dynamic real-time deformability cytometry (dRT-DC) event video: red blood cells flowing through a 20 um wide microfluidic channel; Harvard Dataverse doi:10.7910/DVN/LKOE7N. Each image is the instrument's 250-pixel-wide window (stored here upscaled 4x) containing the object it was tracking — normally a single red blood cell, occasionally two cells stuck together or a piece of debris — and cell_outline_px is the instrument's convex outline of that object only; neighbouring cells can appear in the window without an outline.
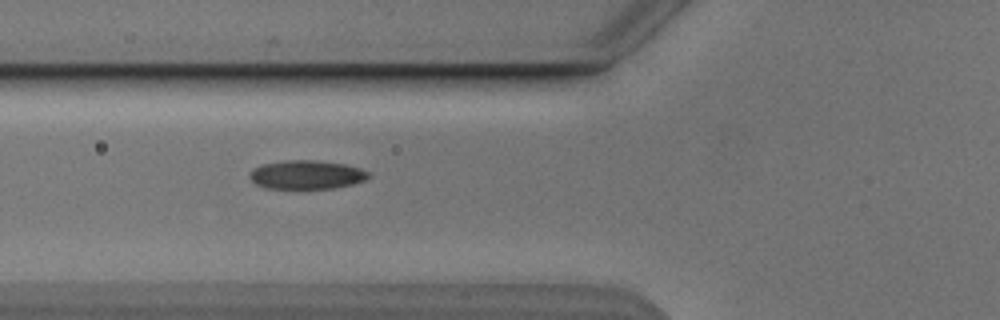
{"species": "Egyptian fruit bat (a non-hibernating species)", "species_latin": "Rousettus aegyptiacus", "temperature_condition": "cold", "stored_images_in_passage": 5, "camera_frame_rate_fps": 3000, "um_per_image_px": 0.085, "animal": {"sex": "male"}, "frame": {"image": 1, "passage_image": 5, "time_ms": 5.667, "image_size_px": [1000, 320], "cell_outline_px": [[372, 176], [364, 180], [352, 184], [332, 188], [264, 188], [256, 184], [248, 176], [248, 172], [252, 168], [264, 164], [288, 160], [316, 160], [344, 164], [360, 168], [368, 172]], "centroid_in_image_um": [26.04, 14.85], "position_along_channel_um": 99.8, "area_um2": 19.88}}